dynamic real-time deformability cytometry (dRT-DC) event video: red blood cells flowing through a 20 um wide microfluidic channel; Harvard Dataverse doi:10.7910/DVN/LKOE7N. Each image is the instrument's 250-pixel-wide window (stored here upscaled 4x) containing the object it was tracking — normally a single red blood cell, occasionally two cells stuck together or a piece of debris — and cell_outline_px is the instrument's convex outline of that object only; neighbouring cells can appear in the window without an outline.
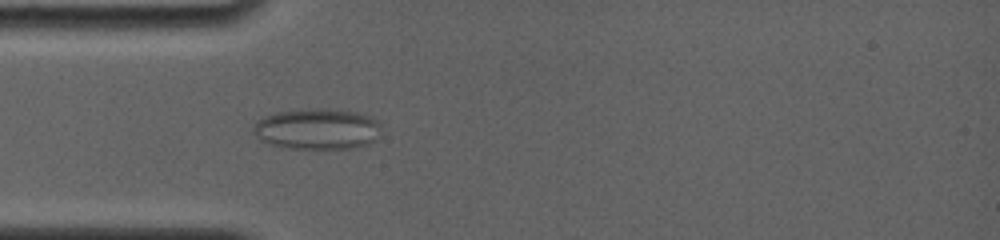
{"species": "common noctule bat (a hibernating species)", "species_latin": "Nyctalus noctula", "temperature_condition": "room temperature", "stored_images_in_passage": 6, "camera_frame_rate_fps": 4000, "um_per_image_px": 0.085, "animal": {"sex": "female", "body_mass_g": 19.0, "forearm_length_mm": 56.7}, "frame": {"image": 1, "passage_image": 6, "time_ms": 4.5, "image_size_px": [1000, 240], "cell_outline_px": [[380, 124], [376, 140], [368, 144], [352, 148], [288, 148], [268, 144], [260, 140], [252, 132], [252, 128], [264, 116], [276, 112], [304, 108], [320, 108], [356, 112], [372, 116]], "centroid_in_image_um": [26.95, 10.95], "position_along_channel_um": 58.1, "area_um2": 30.58}}